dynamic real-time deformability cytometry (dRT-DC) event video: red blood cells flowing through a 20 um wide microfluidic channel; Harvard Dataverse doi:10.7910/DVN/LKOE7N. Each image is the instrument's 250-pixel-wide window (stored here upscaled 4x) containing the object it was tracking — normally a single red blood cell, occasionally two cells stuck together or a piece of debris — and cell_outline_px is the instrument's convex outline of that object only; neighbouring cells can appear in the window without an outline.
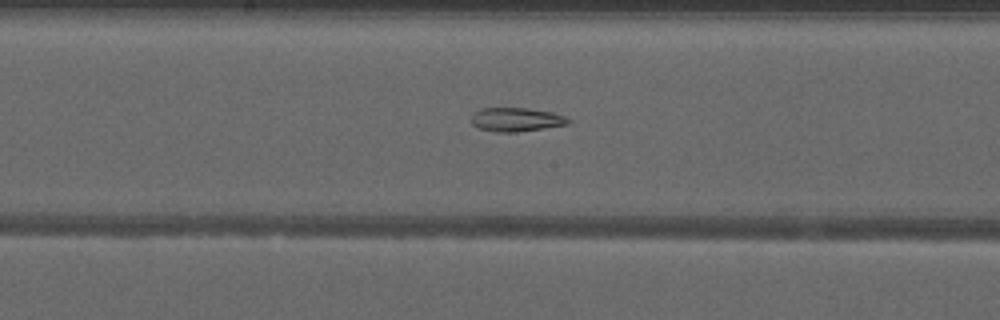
{"species": "common noctule bat (a hibernating species)", "species_latin": "Nyctalus noctula", "temperature_condition": "warm", "stored_images_in_passage": 49, "segment_of_instrument_passage": [2, 2], "camera_frame_rate_fps": 3000, "um_per_image_px": 0.085, "animal": {"sex": "male", "forearm_length_mm": 52.5}, "frame": {"image": 1, "passage_image": 28, "time_ms": 9.0, "image_size_px": [1000, 320], "cell_outline_px": [[572, 120], [568, 124], [544, 128], [516, 132], [496, 132], [480, 128], [472, 124], [472, 116], [480, 108], [528, 108], [552, 112], [564, 116]], "centroid_in_image_um": [43.9, 10.16], "position_along_channel_um": 204.3, "area_um2": 13.35}}
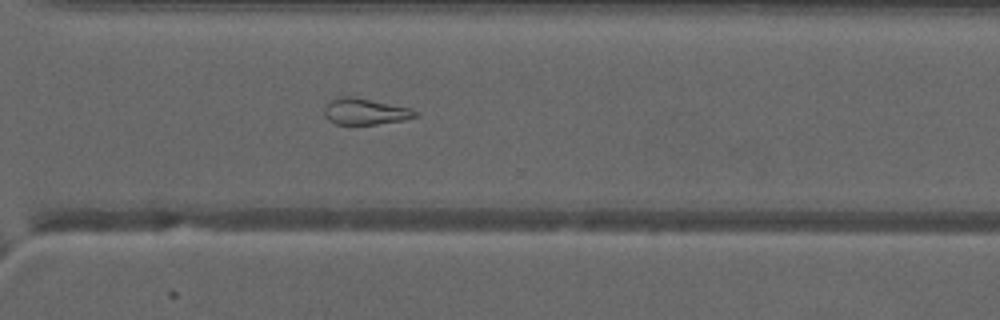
{"frame": {"image": 2, "passage_image": 38, "time_ms": 12.333, "image_size_px": [1000, 320], "cell_outline_px": [[420, 116], [400, 120], [376, 124], [336, 124], [328, 120], [324, 112], [324, 104], [336, 96], [352, 96], [412, 108], [420, 112]], "centroid_in_image_um": [31.03, 9.46], "position_along_channel_um": 339.6, "area_um2": 14.1}}
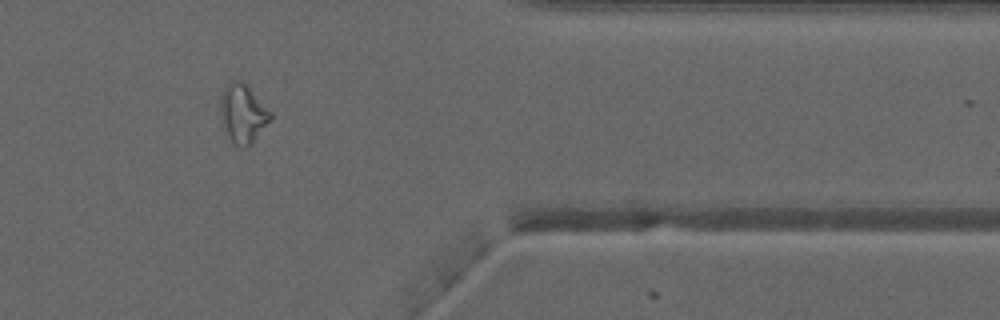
{"frame": {"image": 3, "passage_image": 43, "time_ms": 14.0, "image_size_px": [1000, 320], "cell_outline_px": [[272, 120], [244, 148], [240, 148], [228, 136], [224, 128], [220, 116], [220, 100], [224, 88], [232, 80], [244, 80], [272, 112]], "centroid_in_image_um": [20.65, 9.59], "position_along_channel_um": 390.7, "area_um2": 17.11}}